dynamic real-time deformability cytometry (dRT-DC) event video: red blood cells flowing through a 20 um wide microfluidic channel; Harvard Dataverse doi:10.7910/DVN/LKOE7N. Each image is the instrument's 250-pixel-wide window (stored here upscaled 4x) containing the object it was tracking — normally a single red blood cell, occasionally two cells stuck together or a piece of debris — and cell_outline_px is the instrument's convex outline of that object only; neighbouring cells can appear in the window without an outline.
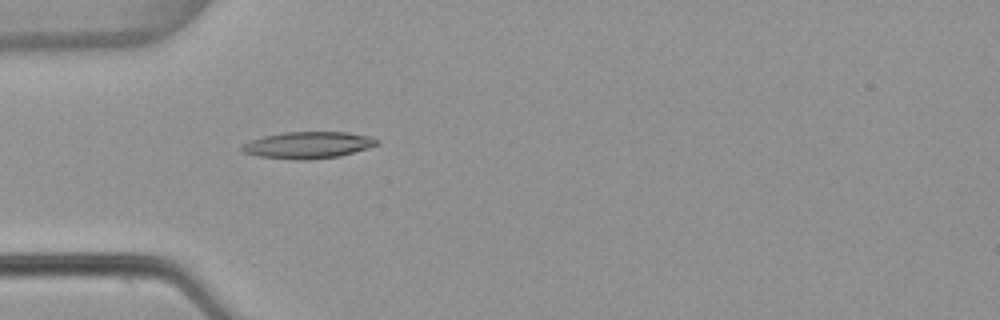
{"species": "common noctule bat (a hibernating species)", "species_latin": "Nyctalus noctula", "temperature_condition": "warm", "stored_images_in_passage": 5, "camera_frame_rate_fps": 3000, "um_per_image_px": 0.085, "animal": {"sex": "female", "body_mass_g": 22.7, "forearm_length_mm": 54.2}, "frame": {"image": 1, "passage_image": 5, "time_ms": 1.333, "image_size_px": [1000, 320], "cell_outline_px": [[380, 144], [368, 148], [340, 156], [308, 160], [296, 160], [256, 156], [244, 152], [240, 148], [240, 144], [264, 136], [284, 132], [348, 132], [372, 136], [380, 140]], "centroid_in_image_um": [26.21, 12.33], "position_along_channel_um": 58.8, "area_um2": 21.27}}